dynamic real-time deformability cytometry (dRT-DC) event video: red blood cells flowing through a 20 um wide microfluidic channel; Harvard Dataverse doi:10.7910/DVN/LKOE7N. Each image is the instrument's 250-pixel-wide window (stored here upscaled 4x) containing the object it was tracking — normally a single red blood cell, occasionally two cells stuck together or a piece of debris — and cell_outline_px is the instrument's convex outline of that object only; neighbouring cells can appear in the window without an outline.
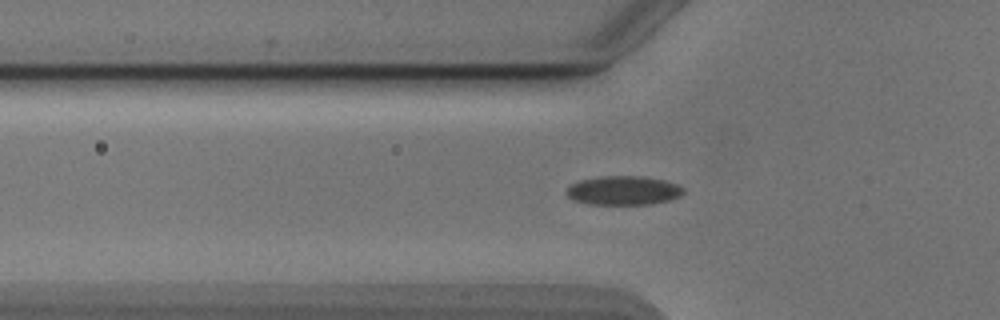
{"species": "Egyptian fruit bat (a non-hibernating species)", "species_latin": "Rousettus aegyptiacus", "temperature_condition": "cold", "stored_images_in_passage": 45, "camera_frame_rate_fps": 3000, "um_per_image_px": 0.085, "animal": {"sex": "male"}, "frame": {"image": 1, "passage_image": 9, "time_ms": 2.667, "image_size_px": [1000, 320], "cell_outline_px": [[684, 192], [680, 196], [668, 200], [652, 204], [588, 204], [572, 200], [564, 192], [572, 184], [580, 180], [600, 176], [640, 176], [664, 180], [676, 184], [684, 188]], "centroid_in_image_um": [52.97, 16.19], "position_along_channel_um": 72.8, "area_um2": 19.77}}
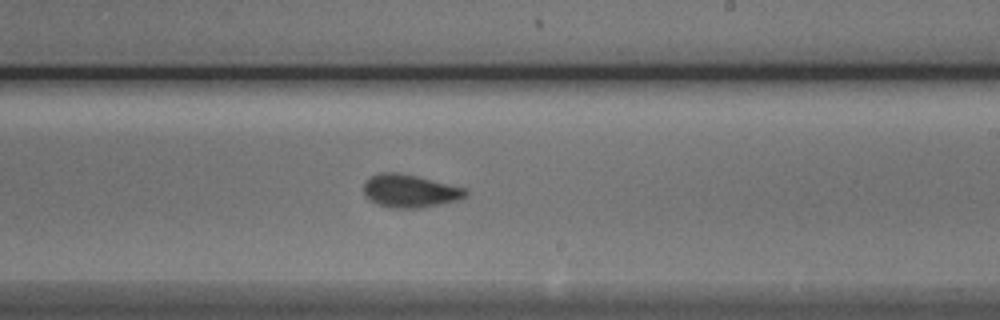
{"frame": {"image": 2, "passage_image": 23, "time_ms": 7.333, "image_size_px": [1000, 320], "cell_outline_px": [[468, 196], [460, 200], [420, 208], [392, 208], [376, 204], [364, 196], [364, 184], [372, 176], [380, 172], [400, 172], [468, 188]], "centroid_in_image_um": [34.89, 16.23], "position_along_channel_um": 254.1, "area_um2": 19.88}}
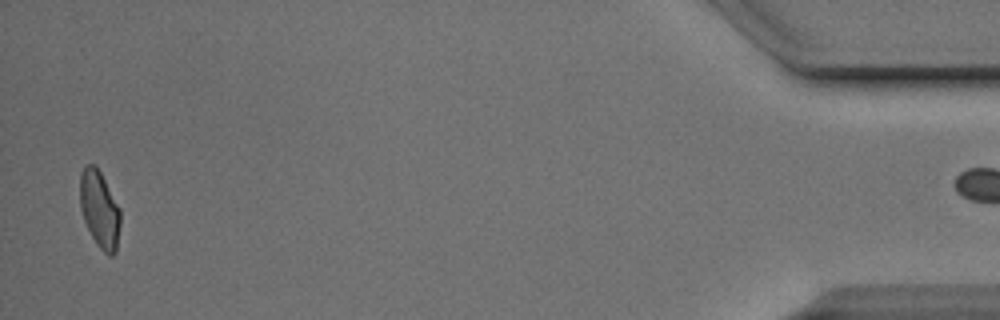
{"frame": {"image": 3, "passage_image": 43, "time_ms": 14.0, "image_size_px": [1000, 320], "cell_outline_px": [[120, 224], [116, 252], [112, 256], [108, 256], [96, 244], [84, 220], [80, 208], [80, 172], [88, 164], [96, 164], [120, 208]], "centroid_in_image_um": [8.47, 17.79], "position_along_channel_um": 426.7, "area_um2": 18.15}, "authors_computed_cell_mechanics": {"area_um2": 19.363, "velocity_mm_per_s": 3.8906, "shape_relaxation_time_tau1_ms": 2.7814, "shape_relaxation_time_tau2_ms": 1.0364, "deformation_change_tau1": 0.0844, "deformation_change_tau2": 0.0512}}